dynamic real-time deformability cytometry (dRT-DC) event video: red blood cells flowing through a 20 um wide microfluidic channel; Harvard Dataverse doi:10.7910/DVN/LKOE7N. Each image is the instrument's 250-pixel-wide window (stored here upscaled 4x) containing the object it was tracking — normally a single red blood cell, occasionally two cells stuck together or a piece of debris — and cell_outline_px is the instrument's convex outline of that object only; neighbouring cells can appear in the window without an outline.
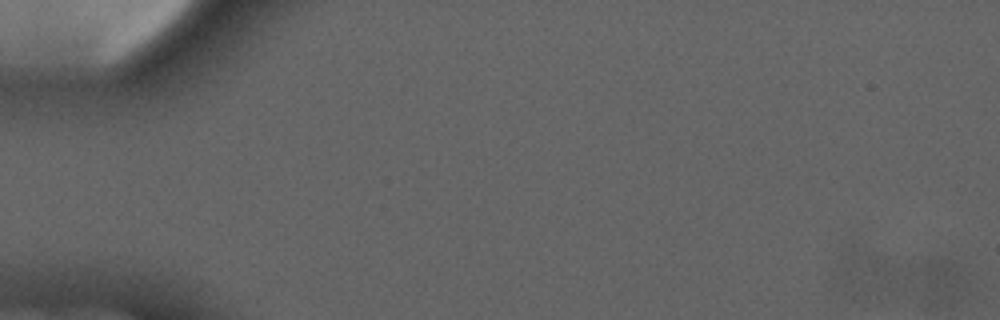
{"species": "common noctule bat (a hibernating species)", "species_latin": "Nyctalus noctula", "temperature_condition": "cold", "stored_images_in_passage": 6, "camera_frame_rate_fps": 3000, "um_per_image_px": 0.085, "animal": {"sex": "male", "forearm_length_mm": 52.5}, "frame": {"image": 1, "passage_image": 1, "time_ms": 0.0, "image_size_px": [1000, 320], "cell_outline_px": [[888, 272], [884, 288], [876, 296], [864, 300], [852, 296], [840, 288], [836, 280], [852, 244], [872, 256]], "centroid_in_image_um": [73.24, 23.37], "position_along_channel_um": 11.8, "area_um2": 13.24}}
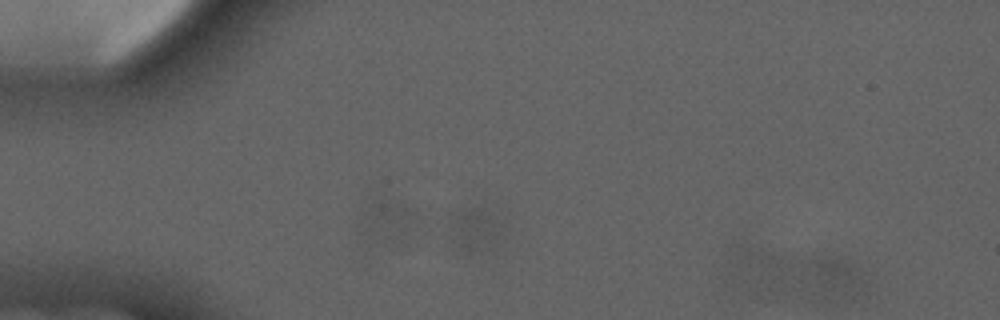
{"frame": {"image": 2, "passage_image": 5, "time_ms": 4.667, "image_size_px": [1000, 320], "cell_outline_px": [[504, 228], [500, 244], [484, 252], [468, 252], [460, 248], [456, 220], [456, 216], [464, 208], [484, 208], [500, 220], [504, 224]], "centroid_in_image_um": [40.68, 19.55], "position_along_channel_um": 44.3, "area_um2": 12.37}}